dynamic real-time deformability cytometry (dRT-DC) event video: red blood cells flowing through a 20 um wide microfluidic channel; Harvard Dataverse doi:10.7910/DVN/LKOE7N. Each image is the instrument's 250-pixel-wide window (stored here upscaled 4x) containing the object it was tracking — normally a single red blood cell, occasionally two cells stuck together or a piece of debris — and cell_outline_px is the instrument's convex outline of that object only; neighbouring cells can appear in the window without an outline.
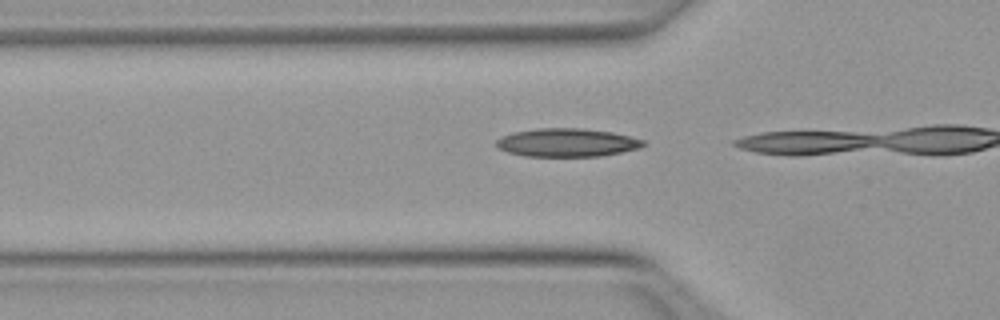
{"species": "Egyptian fruit bat (a non-hibernating species)", "species_latin": "Rousettus aegyptiacus", "temperature_condition": "warm", "stored_images_in_passage": 3, "camera_frame_rate_fps": 3000, "um_per_image_px": 0.085, "animal": {"sex": "female"}, "frame": {"image": 1, "passage_image": 2, "time_ms": 0.333, "image_size_px": [1000, 320], "cell_outline_px": [[644, 144], [640, 148], [600, 156], [524, 156], [508, 152], [500, 148], [496, 144], [496, 140], [512, 132], [536, 128], [584, 128], [612, 132], [644, 140]], "centroid_in_image_um": [48.18, 12.11], "position_along_channel_um": 77.6, "area_um2": 24.1}}